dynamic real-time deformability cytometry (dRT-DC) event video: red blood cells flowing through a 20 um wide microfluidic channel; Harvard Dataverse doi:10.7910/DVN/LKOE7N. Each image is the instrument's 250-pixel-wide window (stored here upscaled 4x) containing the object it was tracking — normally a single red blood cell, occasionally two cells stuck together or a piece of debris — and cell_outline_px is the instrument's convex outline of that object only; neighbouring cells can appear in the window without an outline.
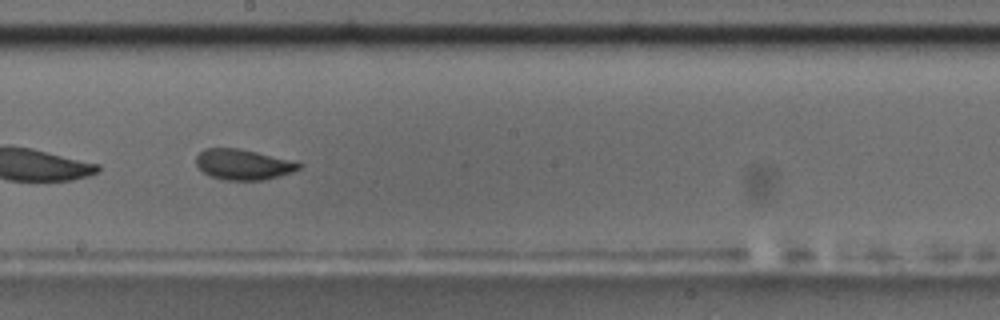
{"species": "common noctule bat (a hibernating species)", "species_latin": "Nyctalus noctula", "temperature_condition": "room temperature", "stored_images_in_passage": 31, "camera_frame_rate_fps": 3000, "um_per_image_px": 0.085, "animal": {"sex": "male", "body_mass_g": 17.5, "forearm_length_mm": 52.3}, "frame": {"image": 1, "passage_image": 14, "time_ms": 4.333, "image_size_px": [1000, 320], "cell_outline_px": [[304, 164], [300, 168], [292, 172], [260, 180], [224, 180], [212, 176], [204, 172], [196, 164], [196, 156], [204, 148], [236, 148], [256, 152]], "centroid_in_image_um": [20.63, 13.97], "position_along_channel_um": 227.6, "area_um2": 17.86}}